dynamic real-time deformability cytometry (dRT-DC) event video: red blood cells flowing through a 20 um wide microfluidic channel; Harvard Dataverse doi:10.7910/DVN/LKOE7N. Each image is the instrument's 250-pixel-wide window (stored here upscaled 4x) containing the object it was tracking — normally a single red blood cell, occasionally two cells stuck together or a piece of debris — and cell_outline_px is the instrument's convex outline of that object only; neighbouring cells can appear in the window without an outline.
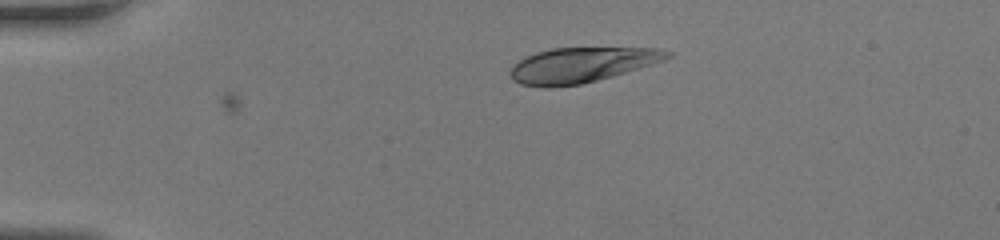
{"species": "human", "species_latin": "Homo sapiens", "temperature_condition": "room temperature", "stored_images_in_passage": 2, "camera_frame_rate_fps": 3000, "um_per_image_px": 0.085, "donor": {"sex": "female"}, "frame": {"image": 1, "passage_image": 1, "time_ms": 0.0, "image_size_px": [1000, 240], "cell_outline_px": [[672, 56], [664, 60], [652, 64], [612, 76], [580, 84], [552, 88], [544, 88], [520, 84], [512, 80], [508, 72], [520, 60], [536, 52], [552, 48], [660, 48], [672, 52]], "centroid_in_image_um": [49.42, 5.53], "position_along_channel_um": 35.6, "area_um2": 32.02}}